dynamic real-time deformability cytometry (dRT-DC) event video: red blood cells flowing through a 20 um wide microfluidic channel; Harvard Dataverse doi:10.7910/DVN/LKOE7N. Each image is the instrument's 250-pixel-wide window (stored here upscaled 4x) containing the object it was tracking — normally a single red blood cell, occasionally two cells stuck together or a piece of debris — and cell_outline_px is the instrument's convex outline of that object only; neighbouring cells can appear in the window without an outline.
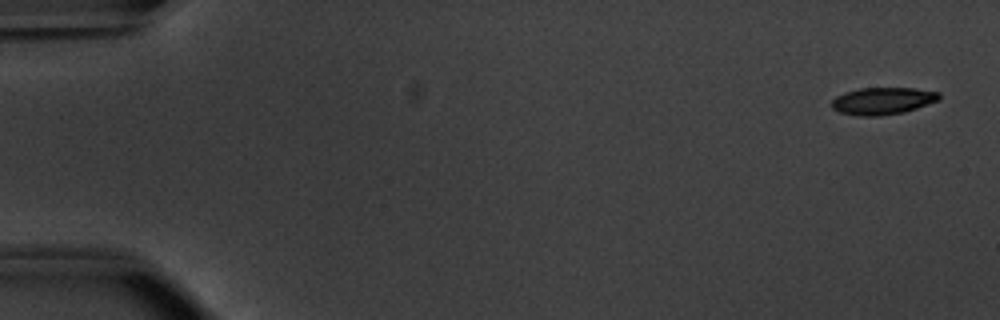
{"species": "common noctule bat (a hibernating species)", "species_latin": "Nyctalus noctula", "temperature_condition": "warm", "stored_images_in_passage": 51, "camera_frame_rate_fps": 3000, "um_per_image_px": 0.085, "animal": {"sex": "male", "body_mass_g": 20.1, "forearm_length_mm": 53.5}, "frame": {"image": 1, "passage_image": 1, "time_ms": 0.0, "image_size_px": [1000, 320], "cell_outline_px": [[940, 100], [904, 112], [880, 116], [860, 116], [840, 112], [832, 108], [832, 100], [836, 96], [860, 88], [916, 88], [940, 92]], "centroid_in_image_um": [75.06, 8.58], "position_along_channel_um": 9.9, "area_um2": 16.94}}
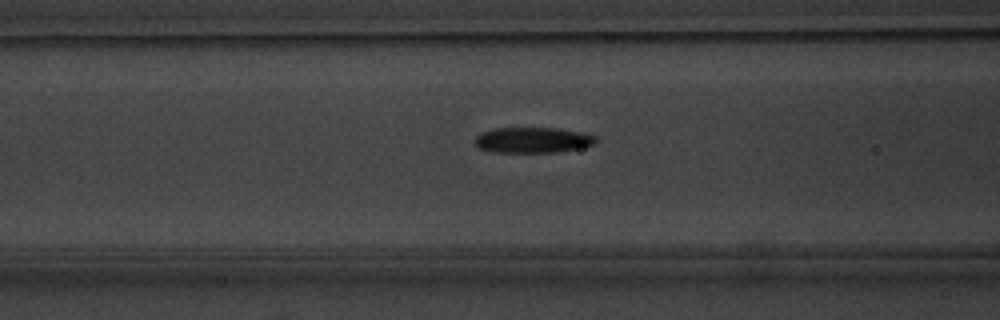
{"frame": {"image": 2, "passage_image": 21, "time_ms": 6.667, "image_size_px": [1000, 320], "cell_outline_px": [[596, 144], [556, 152], [496, 152], [480, 148], [476, 144], [476, 136], [480, 132], [496, 128], [556, 128], [584, 132], [596, 136]], "centroid_in_image_um": [45.3, 11.89], "position_along_channel_um": 121.3, "area_um2": 17.92}}
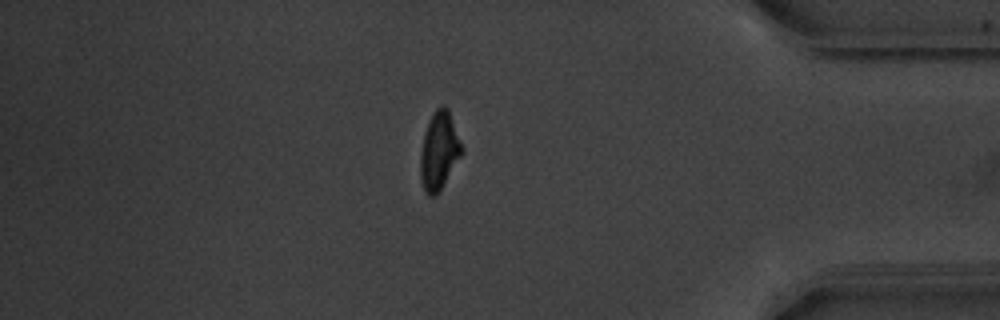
{"frame": {"image": 3, "passage_image": 45, "time_ms": 14.667, "image_size_px": [1000, 320], "cell_outline_px": [[464, 152], [436, 196], [428, 196], [424, 192], [420, 180], [420, 152], [428, 120], [432, 112], [440, 104], [444, 104], [448, 108], [464, 148]], "centroid_in_image_um": [37.33, 12.8], "position_along_channel_um": 397.9, "area_um2": 19.19}}